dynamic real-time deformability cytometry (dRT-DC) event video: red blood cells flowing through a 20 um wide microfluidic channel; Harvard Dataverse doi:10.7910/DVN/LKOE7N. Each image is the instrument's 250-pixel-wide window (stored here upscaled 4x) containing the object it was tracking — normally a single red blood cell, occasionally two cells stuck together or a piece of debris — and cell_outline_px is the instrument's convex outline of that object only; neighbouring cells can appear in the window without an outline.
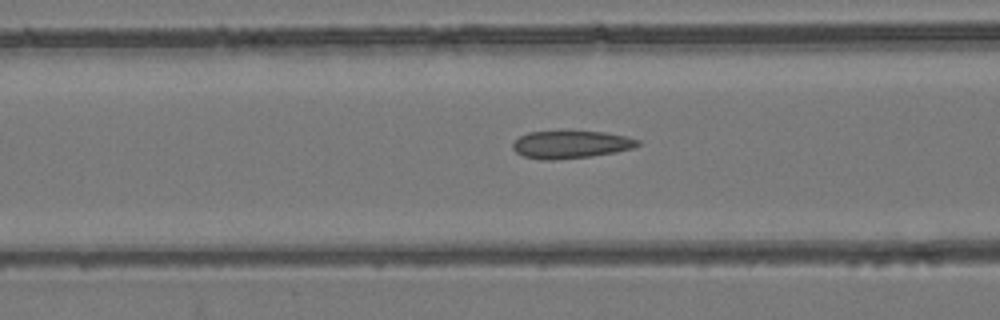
{"species": "common noctule bat (a hibernating species)", "species_latin": "Nyctalus noctula", "temperature_condition": "room temperature", "stored_images_in_passage": 39, "camera_frame_rate_fps": 3000, "um_per_image_px": 0.085, "animal": {"sex": "female", "body_mass_g": 24.6, "forearm_length_mm": 56.2}, "frame": {"image": 1, "passage_image": 7, "time_ms": 2.0, "image_size_px": [1000, 320], "cell_outline_px": [[640, 144], [632, 148], [616, 152], [592, 156], [552, 160], [540, 160], [524, 156], [516, 152], [512, 148], [512, 144], [520, 136], [528, 132], [604, 132], [624, 136], [640, 140]], "centroid_in_image_um": [48.51, 12.3], "position_along_channel_um": 118.1, "area_um2": 19.88}}
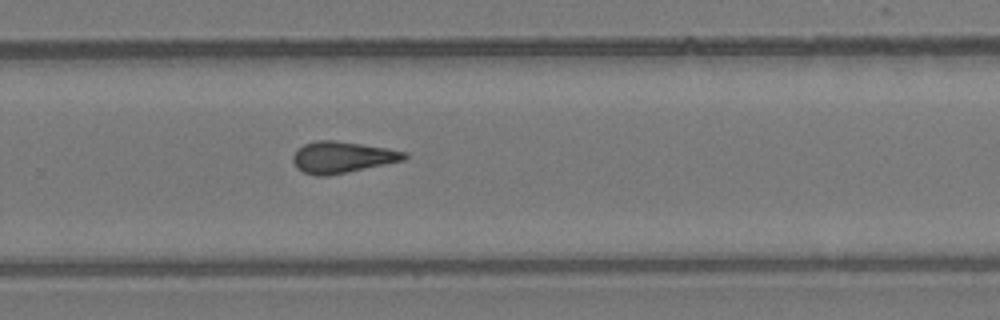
{"frame": {"image": 2, "passage_image": 21, "time_ms": 6.667, "image_size_px": [1000, 320], "cell_outline_px": [[408, 156], [404, 160], [328, 176], [316, 176], [304, 172], [296, 168], [292, 160], [292, 156], [304, 144], [316, 140], [336, 140], [364, 144], [388, 148], [408, 152]], "centroid_in_image_um": [29.09, 13.36], "position_along_channel_um": 300.7, "area_um2": 20.46}}
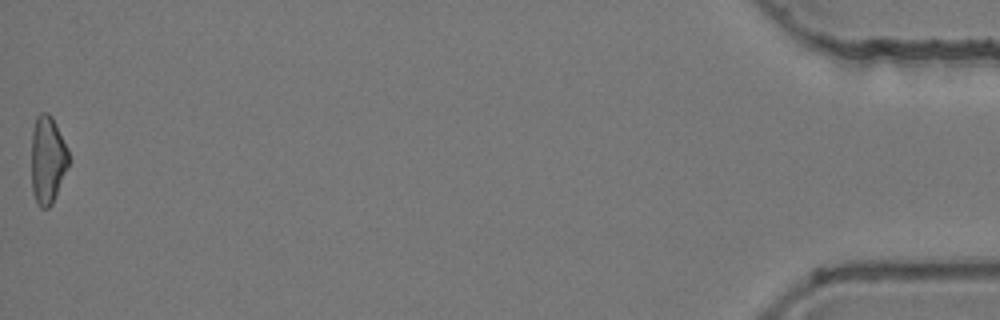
{"frame": {"image": 3, "passage_image": 39, "time_ms": 12.667, "image_size_px": [1000, 320], "cell_outline_px": [[68, 164], [52, 204], [48, 208], [40, 208], [36, 204], [32, 192], [32, 128], [36, 116], [40, 112], [48, 112], [52, 116], [68, 148]], "centroid_in_image_um": [4.02, 13.56], "position_along_channel_um": 431.2, "area_um2": 19.07}, "authors_computed_cell_mechanics": {"area_um2": 19.652, "velocity_mm_per_s": 3.9191, "shape_relaxation_time_tau1_ms": null, "shape_relaxation_time_tau2_ms": 4.4974, "deformation_change_tau1": null, "deformation_change_tau2": 0.1086}}